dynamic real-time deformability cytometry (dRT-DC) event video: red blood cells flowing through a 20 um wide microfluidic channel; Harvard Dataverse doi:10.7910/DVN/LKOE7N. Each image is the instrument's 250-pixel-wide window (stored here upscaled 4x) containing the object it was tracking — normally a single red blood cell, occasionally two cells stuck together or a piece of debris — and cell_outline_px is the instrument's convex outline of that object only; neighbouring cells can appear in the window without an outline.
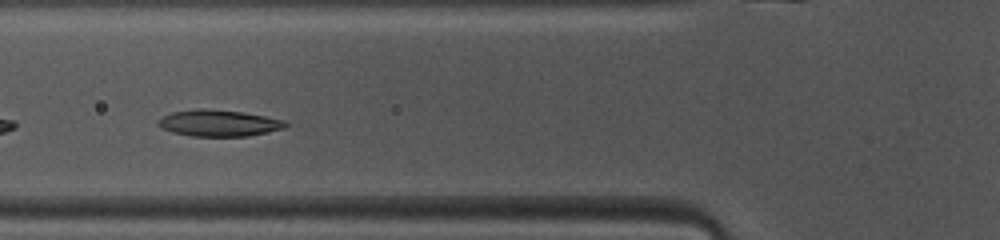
{"species": "common noctule bat (a hibernating species)", "species_latin": "Nyctalus noctula", "temperature_condition": "warm", "stored_images_in_passage": 9, "camera_frame_rate_fps": 3000, "um_per_image_px": 0.085, "animal": {"sex": "female", "body_mass_g": 10.0, "forearm_length_mm": 53.1}, "frame": {"image": 1, "passage_image": 6, "time_ms": 1.667, "image_size_px": [1000, 240], "cell_outline_px": [[288, 124], [284, 128], [268, 132], [248, 136], [192, 136], [172, 132], [164, 128], [160, 124], [160, 120], [164, 116], [172, 112], [244, 112], [284, 120]], "centroid_in_image_um": [18.72, 10.52], "position_along_channel_um": 107.1, "area_um2": 18.26}}